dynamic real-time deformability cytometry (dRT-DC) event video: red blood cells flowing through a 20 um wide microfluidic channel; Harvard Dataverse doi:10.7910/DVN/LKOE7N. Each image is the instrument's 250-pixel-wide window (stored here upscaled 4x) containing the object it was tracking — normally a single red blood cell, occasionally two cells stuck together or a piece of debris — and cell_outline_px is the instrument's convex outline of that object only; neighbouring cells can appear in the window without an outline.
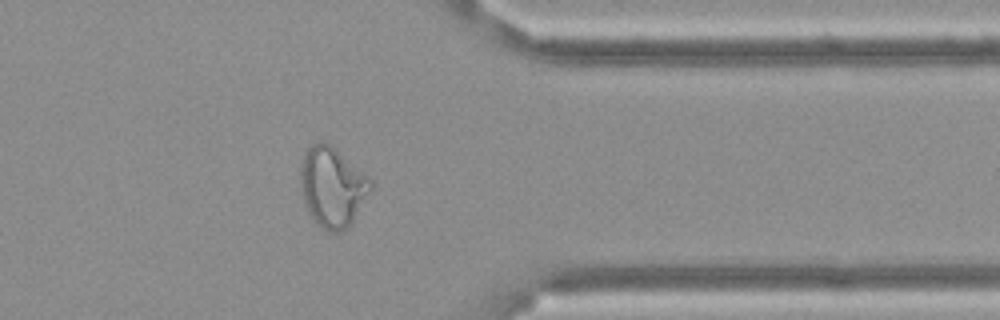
{"species": "Egyptian fruit bat (a non-hibernating species)", "species_latin": "Rousettus aegyptiacus", "temperature_condition": "cold", "stored_images_in_passage": 11, "camera_frame_rate_fps": 3000, "um_per_image_px": 0.085, "frame": {"image": 1, "passage_image": 10, "time_ms": 3.0, "image_size_px": [1000, 320], "cell_outline_px": [[372, 188], [352, 224], [348, 228], [340, 232], [328, 232], [316, 224], [308, 216], [304, 200], [300, 180], [300, 172], [304, 156], [308, 148], [312, 144], [320, 140], [324, 140], [336, 148], [368, 176], [372, 180]], "centroid_in_image_um": [28.26, 15.91], "position_along_channel_um": 383.1, "area_um2": 33.0}}